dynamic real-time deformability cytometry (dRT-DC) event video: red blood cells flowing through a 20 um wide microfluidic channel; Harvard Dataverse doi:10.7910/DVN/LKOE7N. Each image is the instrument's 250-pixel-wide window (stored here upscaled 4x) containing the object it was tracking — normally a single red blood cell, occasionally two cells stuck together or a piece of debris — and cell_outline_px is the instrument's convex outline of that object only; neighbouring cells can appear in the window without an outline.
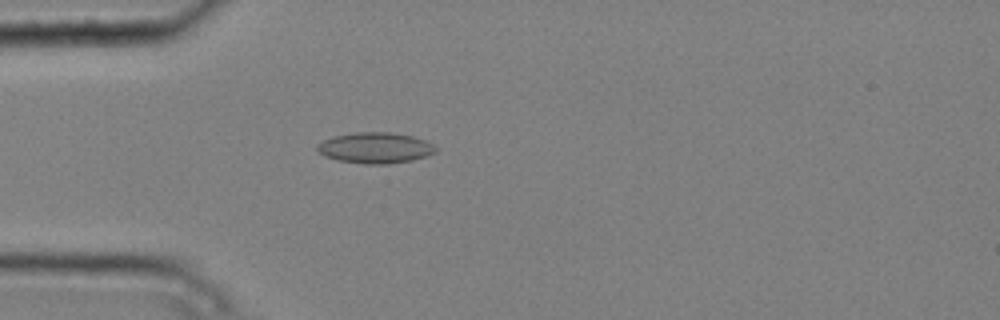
{"species": "common noctule bat (a hibernating species)", "species_latin": "Nyctalus noctula", "temperature_condition": "cold", "stored_images_in_passage": 5, "camera_frame_rate_fps": 3000, "um_per_image_px": 0.085, "animal": {"sex": "male", "body_mass_g": 20.4}, "frame": {"image": 1, "passage_image": 5, "time_ms": 1.333, "image_size_px": [1000, 320], "cell_outline_px": [[440, 148], [436, 152], [428, 156], [412, 160], [388, 164], [364, 164], [336, 160], [324, 156], [316, 152], [316, 144], [332, 136], [356, 132], [392, 132], [412, 136], [424, 140]], "centroid_in_image_um": [31.88, 12.57], "position_along_channel_um": 53.1, "area_um2": 21.68}}